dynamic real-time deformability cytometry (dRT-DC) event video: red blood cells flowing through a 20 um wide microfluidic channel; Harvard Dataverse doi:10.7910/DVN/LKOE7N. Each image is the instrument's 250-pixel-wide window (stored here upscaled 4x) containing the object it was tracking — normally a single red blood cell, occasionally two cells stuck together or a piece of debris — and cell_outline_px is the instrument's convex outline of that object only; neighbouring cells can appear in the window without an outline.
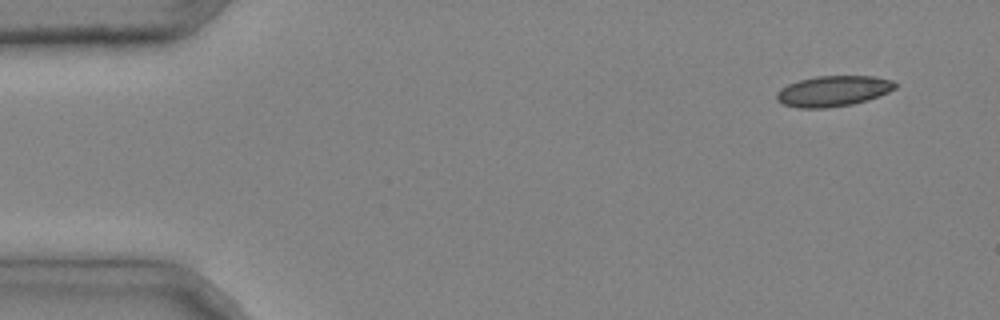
{"species": "common noctule bat (a hibernating species)", "species_latin": "Nyctalus noctula", "temperature_condition": "cold", "stored_images_in_passage": 4, "camera_frame_rate_fps": 3000, "um_per_image_px": 0.085, "animal": {"sex": "male", "body_mass_g": 20.4}, "frame": {"image": 1, "passage_image": 1, "time_ms": 0.0, "image_size_px": [1000, 320], "cell_outline_px": [[896, 88], [888, 92], [868, 100], [852, 104], [828, 108], [800, 108], [784, 104], [776, 100], [776, 92], [780, 88], [788, 84], [800, 80], [816, 76], [872, 76], [892, 80], [896, 84]], "centroid_in_image_um": [70.8, 7.74], "position_along_channel_um": 14.2, "area_um2": 21.15}}
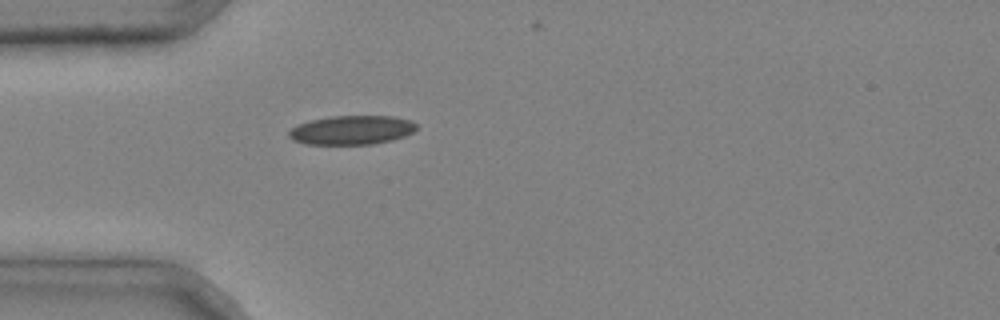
{"frame": {"image": 2, "passage_image": 4, "time_ms": 1.0, "image_size_px": [1000, 320], "cell_outline_px": [[416, 128], [412, 132], [404, 136], [392, 140], [372, 144], [304, 144], [292, 140], [288, 136], [288, 132], [292, 128], [308, 120], [332, 116], [392, 116], [412, 120], [416, 124]], "centroid_in_image_um": [29.88, 11.05], "position_along_channel_um": 55.1, "area_um2": 21.62}}